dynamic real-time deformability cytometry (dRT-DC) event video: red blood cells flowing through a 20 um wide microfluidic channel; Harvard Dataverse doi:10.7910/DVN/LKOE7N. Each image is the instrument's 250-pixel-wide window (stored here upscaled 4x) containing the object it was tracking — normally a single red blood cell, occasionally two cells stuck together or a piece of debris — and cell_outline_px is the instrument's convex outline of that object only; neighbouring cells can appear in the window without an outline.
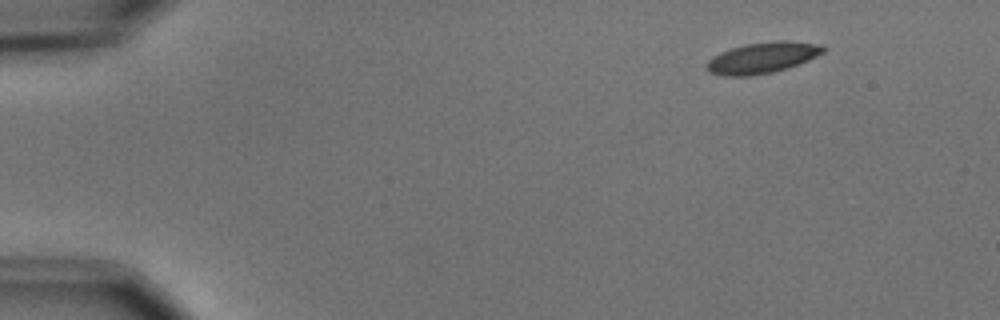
{"species": "common noctule bat (a hibernating species)", "species_latin": "Nyctalus noctula", "temperature_condition": "cold", "stored_images_in_passage": 4, "camera_frame_rate_fps": 3000, "um_per_image_px": 0.085, "animal": {"sex": "male", "body_mass_g": 15.6}, "frame": {"image": 1, "passage_image": 1, "time_ms": 0.0, "image_size_px": [1000, 320], "cell_outline_px": [[828, 48], [824, 52], [808, 60], [772, 72], [748, 76], [724, 76], [708, 72], [708, 60], [712, 56], [720, 52], [732, 48], [748, 44], [776, 40], [784, 40], [824, 44]], "centroid_in_image_um": [64.83, 4.89], "position_along_channel_um": 20.2, "area_um2": 20.92}}
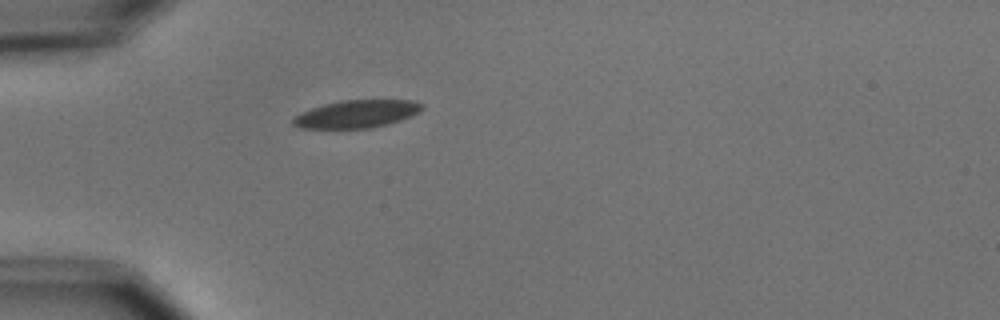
{"frame": {"image": 2, "passage_image": 4, "time_ms": 3.333, "image_size_px": [1000, 320], "cell_outline_px": [[424, 108], [420, 112], [412, 116], [400, 120], [368, 128], [300, 128], [292, 124], [292, 120], [300, 112], [324, 104], [340, 100], [416, 100], [424, 104]], "centroid_in_image_um": [30.35, 9.67], "position_along_channel_um": 54.7, "area_um2": 20.81}}